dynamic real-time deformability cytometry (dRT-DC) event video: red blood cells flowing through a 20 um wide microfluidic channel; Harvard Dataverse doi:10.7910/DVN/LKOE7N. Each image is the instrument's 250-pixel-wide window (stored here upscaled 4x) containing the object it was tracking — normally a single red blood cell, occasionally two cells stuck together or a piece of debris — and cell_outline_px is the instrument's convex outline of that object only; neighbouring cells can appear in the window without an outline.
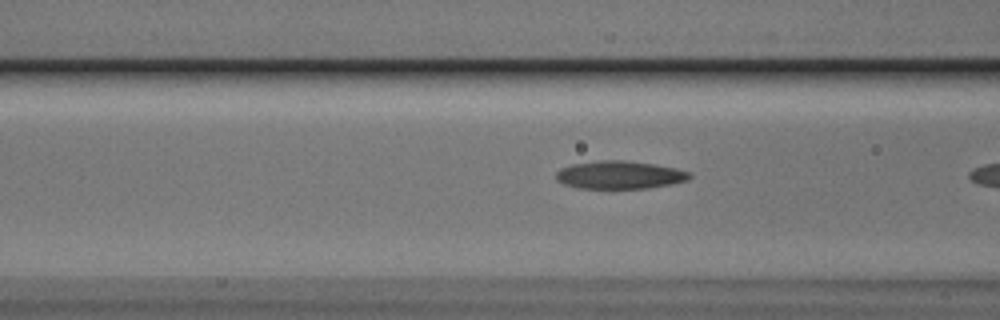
{"species": "Egyptian fruit bat (a non-hibernating species)", "species_latin": "Rousettus aegyptiacus", "temperature_condition": "cold", "stored_images_in_passage": 6, "camera_frame_rate_fps": 3000, "um_per_image_px": 0.085, "animal": {"sex": "male"}, "frame": {"image": 1, "passage_image": 5, "time_ms": 1.333, "image_size_px": [1000, 320], "cell_outline_px": [[692, 176], [688, 180], [672, 184], [648, 188], [612, 192], [576, 188], [564, 184], [556, 180], [556, 172], [560, 168], [572, 164], [600, 160], [624, 160], [652, 164], [676, 168], [688, 172]], "centroid_in_image_um": [52.61, 14.92], "position_along_channel_um": 114.0, "area_um2": 22.77}}